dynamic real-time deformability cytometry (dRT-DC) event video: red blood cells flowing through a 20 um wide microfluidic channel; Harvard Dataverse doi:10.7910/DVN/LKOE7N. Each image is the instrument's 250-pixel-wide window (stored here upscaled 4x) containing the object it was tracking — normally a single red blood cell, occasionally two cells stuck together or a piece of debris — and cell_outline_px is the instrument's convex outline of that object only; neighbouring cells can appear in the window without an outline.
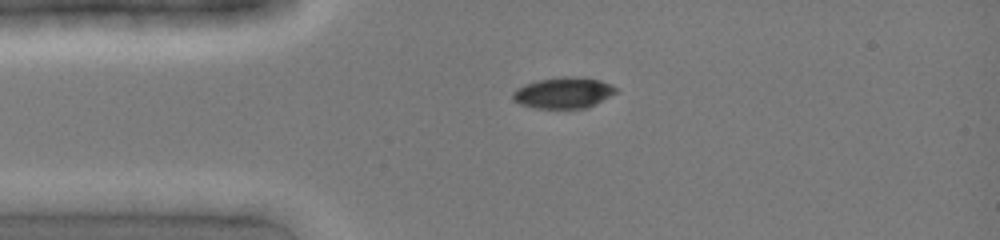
{"species": "common noctule bat (a hibernating species)", "species_latin": "Nyctalus noctula", "temperature_condition": "cold", "stored_images_in_passage": 4, "camera_frame_rate_fps": 3000, "um_per_image_px": 0.085, "animal": {"sex": "female", "body_mass_g": 19.0, "forearm_length_mm": 51.5}, "frame": {"image": 1, "passage_image": 1, "time_ms": 0.0, "image_size_px": [1000, 240], "cell_outline_px": [[616, 92], [596, 104], [588, 108], [536, 108], [520, 104], [512, 100], [512, 92], [516, 88], [524, 84], [536, 80], [560, 76], [576, 76], [600, 80], [616, 88]], "centroid_in_image_um": [47.84, 7.88], "position_along_channel_um": 37.2, "area_um2": 18.79}}